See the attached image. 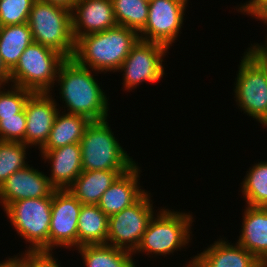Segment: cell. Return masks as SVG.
<instances>
[{
	"label": "cell",
	"mask_w": 267,
	"mask_h": 267,
	"mask_svg": "<svg viewBox=\"0 0 267 267\" xmlns=\"http://www.w3.org/2000/svg\"><path fill=\"white\" fill-rule=\"evenodd\" d=\"M148 223L146 231L143 233L141 242L133 256L140 253L151 258H158L174 255L176 251L186 249L192 240L191 228L195 222L193 215L168 207H161ZM146 253V254H145ZM151 254V255H150ZM154 255V256H153Z\"/></svg>",
	"instance_id": "3957f363"
},
{
	"label": "cell",
	"mask_w": 267,
	"mask_h": 267,
	"mask_svg": "<svg viewBox=\"0 0 267 267\" xmlns=\"http://www.w3.org/2000/svg\"><path fill=\"white\" fill-rule=\"evenodd\" d=\"M167 53L166 46L139 39L117 71L123 73V90L130 92L144 82H160L166 74L163 62Z\"/></svg>",
	"instance_id": "30bf717a"
},
{
	"label": "cell",
	"mask_w": 267,
	"mask_h": 267,
	"mask_svg": "<svg viewBox=\"0 0 267 267\" xmlns=\"http://www.w3.org/2000/svg\"><path fill=\"white\" fill-rule=\"evenodd\" d=\"M127 171H82L67 189L81 204L97 205L104 192Z\"/></svg>",
	"instance_id": "ffe728a7"
},
{
	"label": "cell",
	"mask_w": 267,
	"mask_h": 267,
	"mask_svg": "<svg viewBox=\"0 0 267 267\" xmlns=\"http://www.w3.org/2000/svg\"><path fill=\"white\" fill-rule=\"evenodd\" d=\"M35 0H0V26L27 23Z\"/></svg>",
	"instance_id": "f1b7e54d"
},
{
	"label": "cell",
	"mask_w": 267,
	"mask_h": 267,
	"mask_svg": "<svg viewBox=\"0 0 267 267\" xmlns=\"http://www.w3.org/2000/svg\"><path fill=\"white\" fill-rule=\"evenodd\" d=\"M117 26L112 0H77L72 9L75 41L83 36Z\"/></svg>",
	"instance_id": "9a60e30c"
},
{
	"label": "cell",
	"mask_w": 267,
	"mask_h": 267,
	"mask_svg": "<svg viewBox=\"0 0 267 267\" xmlns=\"http://www.w3.org/2000/svg\"><path fill=\"white\" fill-rule=\"evenodd\" d=\"M65 60L57 51L33 41L10 71V84L53 94L59 68Z\"/></svg>",
	"instance_id": "52a82bcc"
},
{
	"label": "cell",
	"mask_w": 267,
	"mask_h": 267,
	"mask_svg": "<svg viewBox=\"0 0 267 267\" xmlns=\"http://www.w3.org/2000/svg\"><path fill=\"white\" fill-rule=\"evenodd\" d=\"M7 86L10 88L6 89L5 85H0V119L18 117V113L24 110L29 96L33 93L29 89L12 84Z\"/></svg>",
	"instance_id": "83f0119b"
},
{
	"label": "cell",
	"mask_w": 267,
	"mask_h": 267,
	"mask_svg": "<svg viewBox=\"0 0 267 267\" xmlns=\"http://www.w3.org/2000/svg\"><path fill=\"white\" fill-rule=\"evenodd\" d=\"M75 250L86 267H137L132 253L107 244L83 245Z\"/></svg>",
	"instance_id": "cb8c5ba5"
},
{
	"label": "cell",
	"mask_w": 267,
	"mask_h": 267,
	"mask_svg": "<svg viewBox=\"0 0 267 267\" xmlns=\"http://www.w3.org/2000/svg\"><path fill=\"white\" fill-rule=\"evenodd\" d=\"M54 257V252H21L23 267H64Z\"/></svg>",
	"instance_id": "4dcf8cb0"
},
{
	"label": "cell",
	"mask_w": 267,
	"mask_h": 267,
	"mask_svg": "<svg viewBox=\"0 0 267 267\" xmlns=\"http://www.w3.org/2000/svg\"><path fill=\"white\" fill-rule=\"evenodd\" d=\"M90 122L83 115L70 114L59 110L49 138L40 150H53L69 144L80 143Z\"/></svg>",
	"instance_id": "44dd1931"
},
{
	"label": "cell",
	"mask_w": 267,
	"mask_h": 267,
	"mask_svg": "<svg viewBox=\"0 0 267 267\" xmlns=\"http://www.w3.org/2000/svg\"><path fill=\"white\" fill-rule=\"evenodd\" d=\"M237 243L258 260L267 259V207L245 206Z\"/></svg>",
	"instance_id": "d6986e66"
},
{
	"label": "cell",
	"mask_w": 267,
	"mask_h": 267,
	"mask_svg": "<svg viewBox=\"0 0 267 267\" xmlns=\"http://www.w3.org/2000/svg\"><path fill=\"white\" fill-rule=\"evenodd\" d=\"M32 42L28 23L0 26V55L9 71L16 66L20 56Z\"/></svg>",
	"instance_id": "603a6c76"
},
{
	"label": "cell",
	"mask_w": 267,
	"mask_h": 267,
	"mask_svg": "<svg viewBox=\"0 0 267 267\" xmlns=\"http://www.w3.org/2000/svg\"><path fill=\"white\" fill-rule=\"evenodd\" d=\"M44 163L50 164V183L56 190H66L82 172L81 147L69 144L53 150H39Z\"/></svg>",
	"instance_id": "2e32d148"
},
{
	"label": "cell",
	"mask_w": 267,
	"mask_h": 267,
	"mask_svg": "<svg viewBox=\"0 0 267 267\" xmlns=\"http://www.w3.org/2000/svg\"><path fill=\"white\" fill-rule=\"evenodd\" d=\"M263 0H249L246 1L244 4L241 3L240 5H238L236 8V10L238 11V13L240 12L241 14H244L247 16L262 2ZM240 6V7H239Z\"/></svg>",
	"instance_id": "d6a6232c"
},
{
	"label": "cell",
	"mask_w": 267,
	"mask_h": 267,
	"mask_svg": "<svg viewBox=\"0 0 267 267\" xmlns=\"http://www.w3.org/2000/svg\"><path fill=\"white\" fill-rule=\"evenodd\" d=\"M257 267H267V259L259 260Z\"/></svg>",
	"instance_id": "74e56055"
},
{
	"label": "cell",
	"mask_w": 267,
	"mask_h": 267,
	"mask_svg": "<svg viewBox=\"0 0 267 267\" xmlns=\"http://www.w3.org/2000/svg\"><path fill=\"white\" fill-rule=\"evenodd\" d=\"M81 207L82 204L67 189L53 192L49 252L59 247L70 251L73 247V251L77 249V226Z\"/></svg>",
	"instance_id": "7c38bea8"
},
{
	"label": "cell",
	"mask_w": 267,
	"mask_h": 267,
	"mask_svg": "<svg viewBox=\"0 0 267 267\" xmlns=\"http://www.w3.org/2000/svg\"><path fill=\"white\" fill-rule=\"evenodd\" d=\"M108 218L98 205L82 204L78 217L77 248L83 245L106 244Z\"/></svg>",
	"instance_id": "7402d4cb"
},
{
	"label": "cell",
	"mask_w": 267,
	"mask_h": 267,
	"mask_svg": "<svg viewBox=\"0 0 267 267\" xmlns=\"http://www.w3.org/2000/svg\"><path fill=\"white\" fill-rule=\"evenodd\" d=\"M224 239V240H223ZM259 260L237 242L218 238L194 256L195 267H257Z\"/></svg>",
	"instance_id": "ac0fdd59"
},
{
	"label": "cell",
	"mask_w": 267,
	"mask_h": 267,
	"mask_svg": "<svg viewBox=\"0 0 267 267\" xmlns=\"http://www.w3.org/2000/svg\"><path fill=\"white\" fill-rule=\"evenodd\" d=\"M190 258H191V260H189L188 263L185 264V266L183 265V267H195L193 265V263H194V255H193V257H190Z\"/></svg>",
	"instance_id": "f35d334b"
},
{
	"label": "cell",
	"mask_w": 267,
	"mask_h": 267,
	"mask_svg": "<svg viewBox=\"0 0 267 267\" xmlns=\"http://www.w3.org/2000/svg\"><path fill=\"white\" fill-rule=\"evenodd\" d=\"M139 34L117 25L102 32L83 35L75 41L73 59L81 66L107 74L117 72L138 42Z\"/></svg>",
	"instance_id": "7a4b0ae2"
},
{
	"label": "cell",
	"mask_w": 267,
	"mask_h": 267,
	"mask_svg": "<svg viewBox=\"0 0 267 267\" xmlns=\"http://www.w3.org/2000/svg\"><path fill=\"white\" fill-rule=\"evenodd\" d=\"M250 17L267 23V0H263L250 14Z\"/></svg>",
	"instance_id": "1f68e13d"
},
{
	"label": "cell",
	"mask_w": 267,
	"mask_h": 267,
	"mask_svg": "<svg viewBox=\"0 0 267 267\" xmlns=\"http://www.w3.org/2000/svg\"><path fill=\"white\" fill-rule=\"evenodd\" d=\"M245 49L234 82L239 110L267 128L266 56L254 45Z\"/></svg>",
	"instance_id": "277c9868"
},
{
	"label": "cell",
	"mask_w": 267,
	"mask_h": 267,
	"mask_svg": "<svg viewBox=\"0 0 267 267\" xmlns=\"http://www.w3.org/2000/svg\"><path fill=\"white\" fill-rule=\"evenodd\" d=\"M3 261V262H2ZM0 261V267H20L21 266V254L13 255L10 258Z\"/></svg>",
	"instance_id": "836d02e7"
},
{
	"label": "cell",
	"mask_w": 267,
	"mask_h": 267,
	"mask_svg": "<svg viewBox=\"0 0 267 267\" xmlns=\"http://www.w3.org/2000/svg\"><path fill=\"white\" fill-rule=\"evenodd\" d=\"M98 74L102 73L79 65L73 58L66 59L58 71L55 81V85H58L54 86H60L59 98L64 104V107L58 108L66 113L83 115L90 121L107 119L110 110L109 97L94 77Z\"/></svg>",
	"instance_id": "6da1fadb"
},
{
	"label": "cell",
	"mask_w": 267,
	"mask_h": 267,
	"mask_svg": "<svg viewBox=\"0 0 267 267\" xmlns=\"http://www.w3.org/2000/svg\"><path fill=\"white\" fill-rule=\"evenodd\" d=\"M25 110L18 117H3L0 119V141L23 142L26 131Z\"/></svg>",
	"instance_id": "f546056e"
},
{
	"label": "cell",
	"mask_w": 267,
	"mask_h": 267,
	"mask_svg": "<svg viewBox=\"0 0 267 267\" xmlns=\"http://www.w3.org/2000/svg\"><path fill=\"white\" fill-rule=\"evenodd\" d=\"M188 1L149 0L146 26L139 33V38L162 44L170 49L182 33Z\"/></svg>",
	"instance_id": "8fae6325"
},
{
	"label": "cell",
	"mask_w": 267,
	"mask_h": 267,
	"mask_svg": "<svg viewBox=\"0 0 267 267\" xmlns=\"http://www.w3.org/2000/svg\"><path fill=\"white\" fill-rule=\"evenodd\" d=\"M10 84V71L4 65L0 55V85Z\"/></svg>",
	"instance_id": "e575fe53"
},
{
	"label": "cell",
	"mask_w": 267,
	"mask_h": 267,
	"mask_svg": "<svg viewBox=\"0 0 267 267\" xmlns=\"http://www.w3.org/2000/svg\"><path fill=\"white\" fill-rule=\"evenodd\" d=\"M43 2L55 4L58 6H62L64 8H67L69 10H72L74 7V4L77 0H41Z\"/></svg>",
	"instance_id": "d590c367"
},
{
	"label": "cell",
	"mask_w": 267,
	"mask_h": 267,
	"mask_svg": "<svg viewBox=\"0 0 267 267\" xmlns=\"http://www.w3.org/2000/svg\"><path fill=\"white\" fill-rule=\"evenodd\" d=\"M50 92H33L26 104L25 145L40 150L47 142L54 124L59 103Z\"/></svg>",
	"instance_id": "4fadbf2b"
},
{
	"label": "cell",
	"mask_w": 267,
	"mask_h": 267,
	"mask_svg": "<svg viewBox=\"0 0 267 267\" xmlns=\"http://www.w3.org/2000/svg\"><path fill=\"white\" fill-rule=\"evenodd\" d=\"M266 77H267V57H266Z\"/></svg>",
	"instance_id": "ab89813d"
},
{
	"label": "cell",
	"mask_w": 267,
	"mask_h": 267,
	"mask_svg": "<svg viewBox=\"0 0 267 267\" xmlns=\"http://www.w3.org/2000/svg\"><path fill=\"white\" fill-rule=\"evenodd\" d=\"M267 26V23L264 24ZM265 41L263 43H254V45L267 57V35L265 36Z\"/></svg>",
	"instance_id": "8d00e7d4"
},
{
	"label": "cell",
	"mask_w": 267,
	"mask_h": 267,
	"mask_svg": "<svg viewBox=\"0 0 267 267\" xmlns=\"http://www.w3.org/2000/svg\"><path fill=\"white\" fill-rule=\"evenodd\" d=\"M240 186L248 206L267 207V160L249 167Z\"/></svg>",
	"instance_id": "d4e9b609"
},
{
	"label": "cell",
	"mask_w": 267,
	"mask_h": 267,
	"mask_svg": "<svg viewBox=\"0 0 267 267\" xmlns=\"http://www.w3.org/2000/svg\"><path fill=\"white\" fill-rule=\"evenodd\" d=\"M108 118L91 121L80 141L82 171H128L137 163L119 143Z\"/></svg>",
	"instance_id": "5b68a950"
},
{
	"label": "cell",
	"mask_w": 267,
	"mask_h": 267,
	"mask_svg": "<svg viewBox=\"0 0 267 267\" xmlns=\"http://www.w3.org/2000/svg\"><path fill=\"white\" fill-rule=\"evenodd\" d=\"M52 197L29 198L10 203L3 211L11 226L29 243L25 252H49Z\"/></svg>",
	"instance_id": "ba28073f"
},
{
	"label": "cell",
	"mask_w": 267,
	"mask_h": 267,
	"mask_svg": "<svg viewBox=\"0 0 267 267\" xmlns=\"http://www.w3.org/2000/svg\"><path fill=\"white\" fill-rule=\"evenodd\" d=\"M151 195L146 191L134 204L109 216L107 245L135 252L149 221L157 213Z\"/></svg>",
	"instance_id": "9c48e42d"
},
{
	"label": "cell",
	"mask_w": 267,
	"mask_h": 267,
	"mask_svg": "<svg viewBox=\"0 0 267 267\" xmlns=\"http://www.w3.org/2000/svg\"><path fill=\"white\" fill-rule=\"evenodd\" d=\"M33 41L72 58L75 39L72 32V10L35 0L28 18Z\"/></svg>",
	"instance_id": "8992f818"
},
{
	"label": "cell",
	"mask_w": 267,
	"mask_h": 267,
	"mask_svg": "<svg viewBox=\"0 0 267 267\" xmlns=\"http://www.w3.org/2000/svg\"><path fill=\"white\" fill-rule=\"evenodd\" d=\"M117 25L136 31L145 28L149 12L148 0H112Z\"/></svg>",
	"instance_id": "484cf974"
},
{
	"label": "cell",
	"mask_w": 267,
	"mask_h": 267,
	"mask_svg": "<svg viewBox=\"0 0 267 267\" xmlns=\"http://www.w3.org/2000/svg\"><path fill=\"white\" fill-rule=\"evenodd\" d=\"M140 168L137 162L121 174L101 196L97 205L108 217L131 206L147 191L140 186Z\"/></svg>",
	"instance_id": "e0dca14e"
},
{
	"label": "cell",
	"mask_w": 267,
	"mask_h": 267,
	"mask_svg": "<svg viewBox=\"0 0 267 267\" xmlns=\"http://www.w3.org/2000/svg\"><path fill=\"white\" fill-rule=\"evenodd\" d=\"M55 190L47 174L28 164L0 186V206L4 210L10 203L23 199L52 197Z\"/></svg>",
	"instance_id": "5bb4252c"
},
{
	"label": "cell",
	"mask_w": 267,
	"mask_h": 267,
	"mask_svg": "<svg viewBox=\"0 0 267 267\" xmlns=\"http://www.w3.org/2000/svg\"><path fill=\"white\" fill-rule=\"evenodd\" d=\"M29 148L23 142L0 141V186L14 172L28 165L26 156Z\"/></svg>",
	"instance_id": "4316f807"
}]
</instances>
